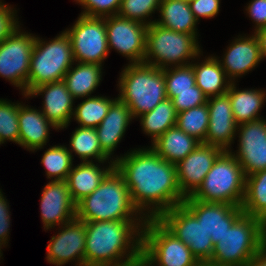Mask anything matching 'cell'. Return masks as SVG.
I'll use <instances>...</instances> for the list:
<instances>
[{"label":"cell","mask_w":266,"mask_h":266,"mask_svg":"<svg viewBox=\"0 0 266 266\" xmlns=\"http://www.w3.org/2000/svg\"><path fill=\"white\" fill-rule=\"evenodd\" d=\"M239 129V130H238ZM238 154H232L241 165L245 176L266 169V121L258 119L237 126Z\"/></svg>","instance_id":"14"},{"label":"cell","mask_w":266,"mask_h":266,"mask_svg":"<svg viewBox=\"0 0 266 266\" xmlns=\"http://www.w3.org/2000/svg\"><path fill=\"white\" fill-rule=\"evenodd\" d=\"M209 124L204 144L229 151L238 124L234 120L231 101L227 93L207 99Z\"/></svg>","instance_id":"18"},{"label":"cell","mask_w":266,"mask_h":266,"mask_svg":"<svg viewBox=\"0 0 266 266\" xmlns=\"http://www.w3.org/2000/svg\"><path fill=\"white\" fill-rule=\"evenodd\" d=\"M254 36L258 41L262 58L266 57V27L255 30Z\"/></svg>","instance_id":"45"},{"label":"cell","mask_w":266,"mask_h":266,"mask_svg":"<svg viewBox=\"0 0 266 266\" xmlns=\"http://www.w3.org/2000/svg\"><path fill=\"white\" fill-rule=\"evenodd\" d=\"M261 248V220L243 213L214 244L209 261L214 266H245Z\"/></svg>","instance_id":"6"},{"label":"cell","mask_w":266,"mask_h":266,"mask_svg":"<svg viewBox=\"0 0 266 266\" xmlns=\"http://www.w3.org/2000/svg\"><path fill=\"white\" fill-rule=\"evenodd\" d=\"M106 97H88L73 111V117L80 127L96 128L107 115L111 104L116 100Z\"/></svg>","instance_id":"33"},{"label":"cell","mask_w":266,"mask_h":266,"mask_svg":"<svg viewBox=\"0 0 266 266\" xmlns=\"http://www.w3.org/2000/svg\"><path fill=\"white\" fill-rule=\"evenodd\" d=\"M142 229V260L149 266H194L198 262L189 247L158 219H146Z\"/></svg>","instance_id":"9"},{"label":"cell","mask_w":266,"mask_h":266,"mask_svg":"<svg viewBox=\"0 0 266 266\" xmlns=\"http://www.w3.org/2000/svg\"><path fill=\"white\" fill-rule=\"evenodd\" d=\"M19 145L30 151L43 148L49 137V126L57 129L42 112L19 105Z\"/></svg>","instance_id":"23"},{"label":"cell","mask_w":266,"mask_h":266,"mask_svg":"<svg viewBox=\"0 0 266 266\" xmlns=\"http://www.w3.org/2000/svg\"><path fill=\"white\" fill-rule=\"evenodd\" d=\"M160 20L155 23L163 28L186 34H197L195 19L190 5L181 0H161L159 6Z\"/></svg>","instance_id":"26"},{"label":"cell","mask_w":266,"mask_h":266,"mask_svg":"<svg viewBox=\"0 0 266 266\" xmlns=\"http://www.w3.org/2000/svg\"><path fill=\"white\" fill-rule=\"evenodd\" d=\"M19 105L0 99V144L6 140L19 144Z\"/></svg>","instance_id":"37"},{"label":"cell","mask_w":266,"mask_h":266,"mask_svg":"<svg viewBox=\"0 0 266 266\" xmlns=\"http://www.w3.org/2000/svg\"><path fill=\"white\" fill-rule=\"evenodd\" d=\"M72 156L65 146H53L44 152L41 163L46 168L48 178L67 180L72 169Z\"/></svg>","instance_id":"35"},{"label":"cell","mask_w":266,"mask_h":266,"mask_svg":"<svg viewBox=\"0 0 266 266\" xmlns=\"http://www.w3.org/2000/svg\"><path fill=\"white\" fill-rule=\"evenodd\" d=\"M216 58L208 57L201 64H192L195 83L207 98L227 93L231 84V81H226V73Z\"/></svg>","instance_id":"27"},{"label":"cell","mask_w":266,"mask_h":266,"mask_svg":"<svg viewBox=\"0 0 266 266\" xmlns=\"http://www.w3.org/2000/svg\"><path fill=\"white\" fill-rule=\"evenodd\" d=\"M44 93L43 115L57 128L64 129L70 123L73 115L74 98L68 91L63 80L35 87L28 95H42Z\"/></svg>","instance_id":"20"},{"label":"cell","mask_w":266,"mask_h":266,"mask_svg":"<svg viewBox=\"0 0 266 266\" xmlns=\"http://www.w3.org/2000/svg\"><path fill=\"white\" fill-rule=\"evenodd\" d=\"M85 245L86 223L75 217L51 238L46 258L48 262L62 266L77 257L78 266H84Z\"/></svg>","instance_id":"17"},{"label":"cell","mask_w":266,"mask_h":266,"mask_svg":"<svg viewBox=\"0 0 266 266\" xmlns=\"http://www.w3.org/2000/svg\"><path fill=\"white\" fill-rule=\"evenodd\" d=\"M245 266H266V248L262 247Z\"/></svg>","instance_id":"46"},{"label":"cell","mask_w":266,"mask_h":266,"mask_svg":"<svg viewBox=\"0 0 266 266\" xmlns=\"http://www.w3.org/2000/svg\"><path fill=\"white\" fill-rule=\"evenodd\" d=\"M102 65L78 62L75 68H70L63 81L74 99L90 96L101 80ZM72 69V70H71Z\"/></svg>","instance_id":"29"},{"label":"cell","mask_w":266,"mask_h":266,"mask_svg":"<svg viewBox=\"0 0 266 266\" xmlns=\"http://www.w3.org/2000/svg\"><path fill=\"white\" fill-rule=\"evenodd\" d=\"M14 16V10L0 1V43L19 26Z\"/></svg>","instance_id":"42"},{"label":"cell","mask_w":266,"mask_h":266,"mask_svg":"<svg viewBox=\"0 0 266 266\" xmlns=\"http://www.w3.org/2000/svg\"><path fill=\"white\" fill-rule=\"evenodd\" d=\"M220 0H193L189 3L191 11L198 21L200 17L212 18L217 15Z\"/></svg>","instance_id":"41"},{"label":"cell","mask_w":266,"mask_h":266,"mask_svg":"<svg viewBox=\"0 0 266 266\" xmlns=\"http://www.w3.org/2000/svg\"><path fill=\"white\" fill-rule=\"evenodd\" d=\"M158 220L178 239L185 243L198 261H209L214 244L197 218L183 205L164 212Z\"/></svg>","instance_id":"12"},{"label":"cell","mask_w":266,"mask_h":266,"mask_svg":"<svg viewBox=\"0 0 266 266\" xmlns=\"http://www.w3.org/2000/svg\"><path fill=\"white\" fill-rule=\"evenodd\" d=\"M139 117H141L143 131L150 135L153 142H155L169 128L176 125L177 112L173 101L167 98L161 101L153 110Z\"/></svg>","instance_id":"30"},{"label":"cell","mask_w":266,"mask_h":266,"mask_svg":"<svg viewBox=\"0 0 266 266\" xmlns=\"http://www.w3.org/2000/svg\"><path fill=\"white\" fill-rule=\"evenodd\" d=\"M200 142L176 125L169 128L155 142L152 149L164 160L177 164L190 154Z\"/></svg>","instance_id":"25"},{"label":"cell","mask_w":266,"mask_h":266,"mask_svg":"<svg viewBox=\"0 0 266 266\" xmlns=\"http://www.w3.org/2000/svg\"><path fill=\"white\" fill-rule=\"evenodd\" d=\"M194 266H214L210 261H198Z\"/></svg>","instance_id":"48"},{"label":"cell","mask_w":266,"mask_h":266,"mask_svg":"<svg viewBox=\"0 0 266 266\" xmlns=\"http://www.w3.org/2000/svg\"><path fill=\"white\" fill-rule=\"evenodd\" d=\"M207 97L201 89L195 84V91L174 92L172 99L175 111H182L201 106L207 103Z\"/></svg>","instance_id":"40"},{"label":"cell","mask_w":266,"mask_h":266,"mask_svg":"<svg viewBox=\"0 0 266 266\" xmlns=\"http://www.w3.org/2000/svg\"><path fill=\"white\" fill-rule=\"evenodd\" d=\"M244 214L263 219L266 216V169L246 176Z\"/></svg>","instance_id":"31"},{"label":"cell","mask_w":266,"mask_h":266,"mask_svg":"<svg viewBox=\"0 0 266 266\" xmlns=\"http://www.w3.org/2000/svg\"><path fill=\"white\" fill-rule=\"evenodd\" d=\"M246 10L249 17L256 22L255 30L266 27V0H253Z\"/></svg>","instance_id":"43"},{"label":"cell","mask_w":266,"mask_h":266,"mask_svg":"<svg viewBox=\"0 0 266 266\" xmlns=\"http://www.w3.org/2000/svg\"><path fill=\"white\" fill-rule=\"evenodd\" d=\"M3 244L5 245V243L0 242V257L2 256V254H1V247H2Z\"/></svg>","instance_id":"50"},{"label":"cell","mask_w":266,"mask_h":266,"mask_svg":"<svg viewBox=\"0 0 266 266\" xmlns=\"http://www.w3.org/2000/svg\"><path fill=\"white\" fill-rule=\"evenodd\" d=\"M160 2L161 0H122L118 15L148 26L155 21L144 20L156 9L159 11Z\"/></svg>","instance_id":"38"},{"label":"cell","mask_w":266,"mask_h":266,"mask_svg":"<svg viewBox=\"0 0 266 266\" xmlns=\"http://www.w3.org/2000/svg\"><path fill=\"white\" fill-rule=\"evenodd\" d=\"M132 118L131 110L117 97L111 104L107 115L95 128L102 151L108 157L121 141Z\"/></svg>","instance_id":"22"},{"label":"cell","mask_w":266,"mask_h":266,"mask_svg":"<svg viewBox=\"0 0 266 266\" xmlns=\"http://www.w3.org/2000/svg\"><path fill=\"white\" fill-rule=\"evenodd\" d=\"M173 68L163 69L167 98L171 100L174 98V92L195 91L196 84L192 64Z\"/></svg>","instance_id":"36"},{"label":"cell","mask_w":266,"mask_h":266,"mask_svg":"<svg viewBox=\"0 0 266 266\" xmlns=\"http://www.w3.org/2000/svg\"><path fill=\"white\" fill-rule=\"evenodd\" d=\"M196 36L166 29L153 22L148 25L146 32L144 62L160 69L167 68L169 64L174 66L191 64L187 63L188 61L185 63V60L195 59L200 54Z\"/></svg>","instance_id":"8"},{"label":"cell","mask_w":266,"mask_h":266,"mask_svg":"<svg viewBox=\"0 0 266 266\" xmlns=\"http://www.w3.org/2000/svg\"><path fill=\"white\" fill-rule=\"evenodd\" d=\"M71 41L74 61L102 64L109 48L105 17L80 15L74 26L65 31Z\"/></svg>","instance_id":"10"},{"label":"cell","mask_w":266,"mask_h":266,"mask_svg":"<svg viewBox=\"0 0 266 266\" xmlns=\"http://www.w3.org/2000/svg\"><path fill=\"white\" fill-rule=\"evenodd\" d=\"M9 206L0 190V242L8 243V229L10 225ZM7 240V241H6Z\"/></svg>","instance_id":"44"},{"label":"cell","mask_w":266,"mask_h":266,"mask_svg":"<svg viewBox=\"0 0 266 266\" xmlns=\"http://www.w3.org/2000/svg\"><path fill=\"white\" fill-rule=\"evenodd\" d=\"M262 56L258 41L254 35L251 37L236 38L228 47L220 65L231 82L232 78L241 76L252 70L260 61Z\"/></svg>","instance_id":"21"},{"label":"cell","mask_w":266,"mask_h":266,"mask_svg":"<svg viewBox=\"0 0 266 266\" xmlns=\"http://www.w3.org/2000/svg\"><path fill=\"white\" fill-rule=\"evenodd\" d=\"M222 152L223 150L219 147L200 143L176 164L178 184L185 198L192 196L197 191Z\"/></svg>","instance_id":"15"},{"label":"cell","mask_w":266,"mask_h":266,"mask_svg":"<svg viewBox=\"0 0 266 266\" xmlns=\"http://www.w3.org/2000/svg\"><path fill=\"white\" fill-rule=\"evenodd\" d=\"M41 217L44 229L66 224L76 217V204L73 202L66 180H51L45 185L41 196Z\"/></svg>","instance_id":"19"},{"label":"cell","mask_w":266,"mask_h":266,"mask_svg":"<svg viewBox=\"0 0 266 266\" xmlns=\"http://www.w3.org/2000/svg\"><path fill=\"white\" fill-rule=\"evenodd\" d=\"M70 145L71 156L73 151L83 162H92V159L88 160L91 157L99 163L109 159L102 151L95 128L78 127L71 136Z\"/></svg>","instance_id":"32"},{"label":"cell","mask_w":266,"mask_h":266,"mask_svg":"<svg viewBox=\"0 0 266 266\" xmlns=\"http://www.w3.org/2000/svg\"><path fill=\"white\" fill-rule=\"evenodd\" d=\"M181 1H183V2H187V3H190V2H192L193 0H181Z\"/></svg>","instance_id":"51"},{"label":"cell","mask_w":266,"mask_h":266,"mask_svg":"<svg viewBox=\"0 0 266 266\" xmlns=\"http://www.w3.org/2000/svg\"><path fill=\"white\" fill-rule=\"evenodd\" d=\"M19 26L0 43V76L28 95V76L35 36L21 33Z\"/></svg>","instance_id":"11"},{"label":"cell","mask_w":266,"mask_h":266,"mask_svg":"<svg viewBox=\"0 0 266 266\" xmlns=\"http://www.w3.org/2000/svg\"><path fill=\"white\" fill-rule=\"evenodd\" d=\"M261 242L262 247L266 248V216L261 219Z\"/></svg>","instance_id":"47"},{"label":"cell","mask_w":266,"mask_h":266,"mask_svg":"<svg viewBox=\"0 0 266 266\" xmlns=\"http://www.w3.org/2000/svg\"><path fill=\"white\" fill-rule=\"evenodd\" d=\"M114 168V161L106 169L92 162H82L69 172L67 182L71 198L75 204L89 196Z\"/></svg>","instance_id":"24"},{"label":"cell","mask_w":266,"mask_h":266,"mask_svg":"<svg viewBox=\"0 0 266 266\" xmlns=\"http://www.w3.org/2000/svg\"><path fill=\"white\" fill-rule=\"evenodd\" d=\"M245 184L246 176L241 165L230 150L223 151L191 197L203 202L241 207L245 196Z\"/></svg>","instance_id":"5"},{"label":"cell","mask_w":266,"mask_h":266,"mask_svg":"<svg viewBox=\"0 0 266 266\" xmlns=\"http://www.w3.org/2000/svg\"><path fill=\"white\" fill-rule=\"evenodd\" d=\"M118 98L131 110L133 118L153 110L167 99L163 69L153 65L131 63L119 78Z\"/></svg>","instance_id":"4"},{"label":"cell","mask_w":266,"mask_h":266,"mask_svg":"<svg viewBox=\"0 0 266 266\" xmlns=\"http://www.w3.org/2000/svg\"><path fill=\"white\" fill-rule=\"evenodd\" d=\"M72 63L71 41L65 31L48 43L36 37L30 60L28 94L35 87L63 80Z\"/></svg>","instance_id":"7"},{"label":"cell","mask_w":266,"mask_h":266,"mask_svg":"<svg viewBox=\"0 0 266 266\" xmlns=\"http://www.w3.org/2000/svg\"><path fill=\"white\" fill-rule=\"evenodd\" d=\"M208 124L209 111L207 103L177 113L176 126L200 143L205 141Z\"/></svg>","instance_id":"34"},{"label":"cell","mask_w":266,"mask_h":266,"mask_svg":"<svg viewBox=\"0 0 266 266\" xmlns=\"http://www.w3.org/2000/svg\"><path fill=\"white\" fill-rule=\"evenodd\" d=\"M113 161L128 186L138 214L146 206H154L148 211L150 215L143 213L145 219H158L186 199L180 191L176 164L161 158L151 147L132 150Z\"/></svg>","instance_id":"1"},{"label":"cell","mask_w":266,"mask_h":266,"mask_svg":"<svg viewBox=\"0 0 266 266\" xmlns=\"http://www.w3.org/2000/svg\"><path fill=\"white\" fill-rule=\"evenodd\" d=\"M202 224L213 244L219 242L227 229L244 213L241 207L226 203L203 202L191 196L182 203Z\"/></svg>","instance_id":"16"},{"label":"cell","mask_w":266,"mask_h":266,"mask_svg":"<svg viewBox=\"0 0 266 266\" xmlns=\"http://www.w3.org/2000/svg\"><path fill=\"white\" fill-rule=\"evenodd\" d=\"M137 213L128 186L115 167L89 196L76 204V218L84 222L138 220L133 217Z\"/></svg>","instance_id":"3"},{"label":"cell","mask_w":266,"mask_h":266,"mask_svg":"<svg viewBox=\"0 0 266 266\" xmlns=\"http://www.w3.org/2000/svg\"><path fill=\"white\" fill-rule=\"evenodd\" d=\"M140 218L139 222L135 220L85 222L84 266H131L140 261L142 227L146 221L145 217ZM125 254L127 259L121 260Z\"/></svg>","instance_id":"2"},{"label":"cell","mask_w":266,"mask_h":266,"mask_svg":"<svg viewBox=\"0 0 266 266\" xmlns=\"http://www.w3.org/2000/svg\"><path fill=\"white\" fill-rule=\"evenodd\" d=\"M231 101L234 120L237 124L261 119L258 112L266 99L262 90H236L234 81L227 91Z\"/></svg>","instance_id":"28"},{"label":"cell","mask_w":266,"mask_h":266,"mask_svg":"<svg viewBox=\"0 0 266 266\" xmlns=\"http://www.w3.org/2000/svg\"><path fill=\"white\" fill-rule=\"evenodd\" d=\"M136 266H149L147 263H145L142 259L138 262H136Z\"/></svg>","instance_id":"49"},{"label":"cell","mask_w":266,"mask_h":266,"mask_svg":"<svg viewBox=\"0 0 266 266\" xmlns=\"http://www.w3.org/2000/svg\"><path fill=\"white\" fill-rule=\"evenodd\" d=\"M108 48L115 49L132 63L144 62L146 53V32L148 26L122 16H106Z\"/></svg>","instance_id":"13"},{"label":"cell","mask_w":266,"mask_h":266,"mask_svg":"<svg viewBox=\"0 0 266 266\" xmlns=\"http://www.w3.org/2000/svg\"><path fill=\"white\" fill-rule=\"evenodd\" d=\"M85 7L81 15L89 17H106L119 12L122 0H76Z\"/></svg>","instance_id":"39"}]
</instances>
